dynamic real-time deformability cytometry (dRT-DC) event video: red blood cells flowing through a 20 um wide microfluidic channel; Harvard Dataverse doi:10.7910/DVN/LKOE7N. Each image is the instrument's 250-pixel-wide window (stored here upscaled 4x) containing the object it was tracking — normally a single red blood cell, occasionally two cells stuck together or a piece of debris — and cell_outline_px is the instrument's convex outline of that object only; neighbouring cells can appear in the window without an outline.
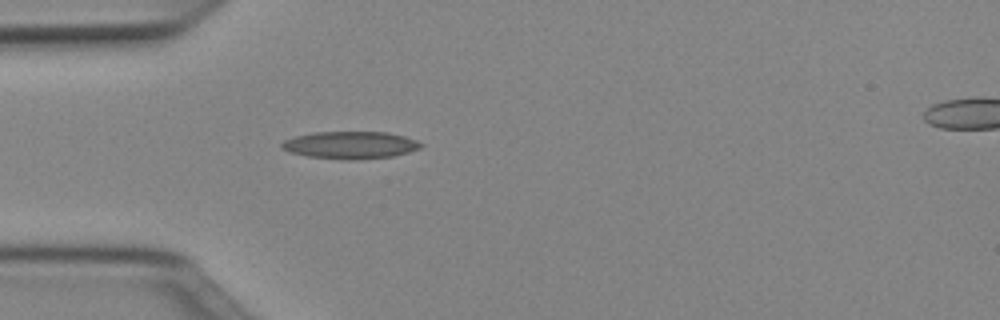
{"species": "Egyptian fruit bat (a non-hibernating species)", "species_latin": "Rousettus aegyptiacus", "temperature_condition": "cold", "stored_images_in_passage": 37, "camera_frame_rate_fps": 3000, "um_per_image_px": 0.085, "animal": {"sex": "female"}, "frame": {"image": 1, "passage_image": 1, "time_ms": 0.0, "image_size_px": [1000, 320], "cell_outline_px": [[424, 144], [420, 148], [408, 152], [392, 156], [352, 160], [340, 160], [308, 156], [292, 152], [280, 148], [280, 144], [284, 140], [296, 136], [312, 132], [388, 132], [404, 136], [416, 140]], "centroid_in_image_um": [29.77, 12.33], "position_along_channel_um": 55.2, "area_um2": 22.2}}
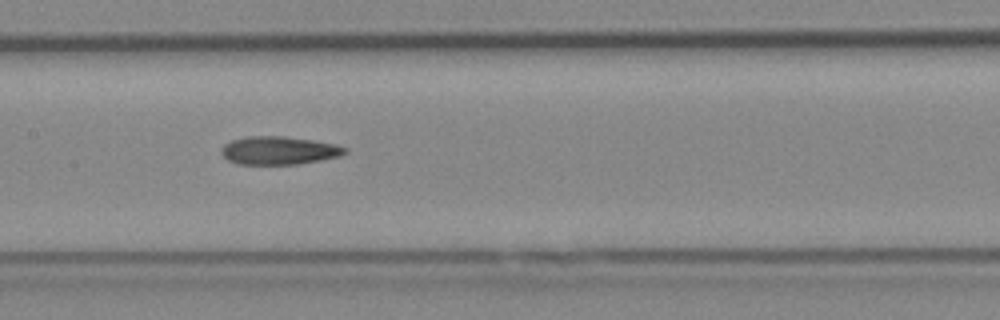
{"frame": {"image": 2, "passage_image": 11, "time_ms": 3.333, "image_size_px": [1000, 320], "cell_outline_px": [[348, 152], [340, 156], [320, 160], [296, 164], [236, 164], [228, 160], [220, 152], [220, 148], [224, 144], [232, 140], [248, 136], [284, 136], [312, 140], [336, 144], [348, 148]], "centroid_in_image_um": [23.71, 12.79], "position_along_channel_um": 183.7, "area_um2": 20.35}}
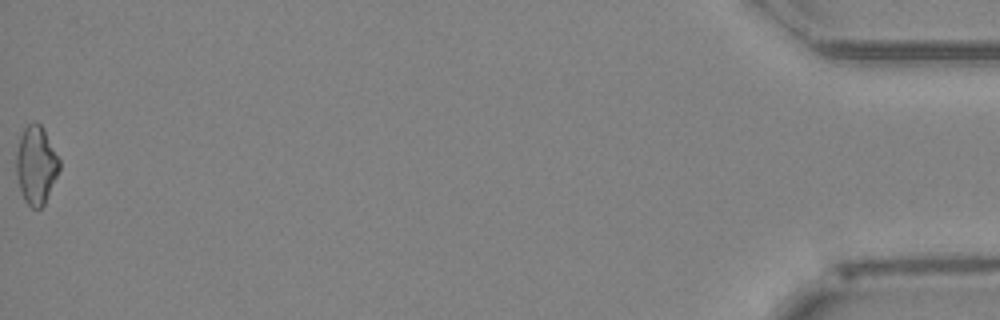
{"frame": {"image": 3, "passage_image": 37, "time_ms": 12.0, "image_size_px": [1000, 320], "cell_outline_px": [[60, 168], [44, 204], [40, 208], [32, 208], [24, 200], [20, 188], [16, 172], [16, 152], [20, 136], [24, 128], [32, 120], [36, 120], [44, 128], [60, 160]], "centroid_in_image_um": [3.07, 13.98], "position_along_channel_um": 432.1, "area_um2": 19.65}, "authors_computed_cell_mechanics": {"area_um2": 19.8832, "velocity_mm_per_s": 4.0311, "shape_relaxation_time_tau1_ms": null, "shape_relaxation_time_tau2_ms": 3.9855, "deformation_change_tau1": null, "deformation_change_tau2": 0.149}}